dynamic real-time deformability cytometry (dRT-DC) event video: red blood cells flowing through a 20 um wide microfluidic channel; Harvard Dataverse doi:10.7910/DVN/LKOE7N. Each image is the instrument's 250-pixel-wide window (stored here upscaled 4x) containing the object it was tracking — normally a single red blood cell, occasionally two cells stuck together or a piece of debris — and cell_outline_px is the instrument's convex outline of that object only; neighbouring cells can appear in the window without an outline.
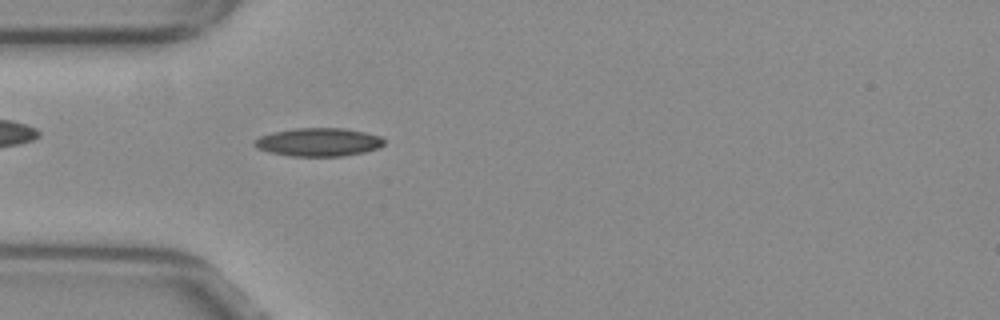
{"species": "common noctule bat (a hibernating species)", "species_latin": "Nyctalus noctula", "temperature_condition": "warm", "stored_images_in_passage": 52, "camera_frame_rate_fps": 3000, "um_per_image_px": 0.085, "animal": {"sex": "female", "body_mass_g": 29.2, "forearm_length_mm": 56.3}, "frame": {"image": 1, "passage_image": 15, "time_ms": 4.667, "image_size_px": [1000, 320], "cell_outline_px": [[384, 144], [376, 148], [364, 152], [344, 156], [288, 156], [268, 152], [256, 148], [252, 144], [252, 140], [260, 136], [272, 132], [296, 128], [344, 128], [364, 132], [380, 136], [384, 140]], "centroid_in_image_um": [27.01, 12.08], "position_along_channel_um": 58.0, "area_um2": 21.5}}
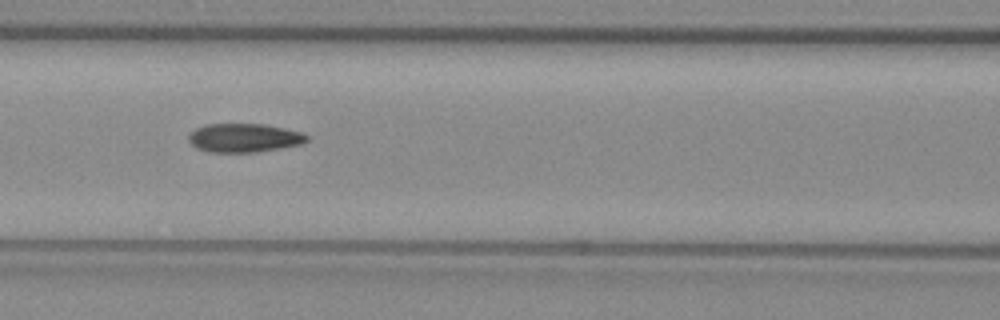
{"frame": {"image": 2, "passage_image": 22, "time_ms": 7.0, "image_size_px": [1000, 320], "cell_outline_px": [[308, 140], [300, 144], [280, 148], [256, 152], [208, 152], [196, 148], [188, 140], [188, 136], [196, 128], [204, 124], [264, 124], [284, 128], [300, 132], [308, 136]], "centroid_in_image_um": [20.72, 11.72], "position_along_channel_um": 145.9, "area_um2": 19.71}}
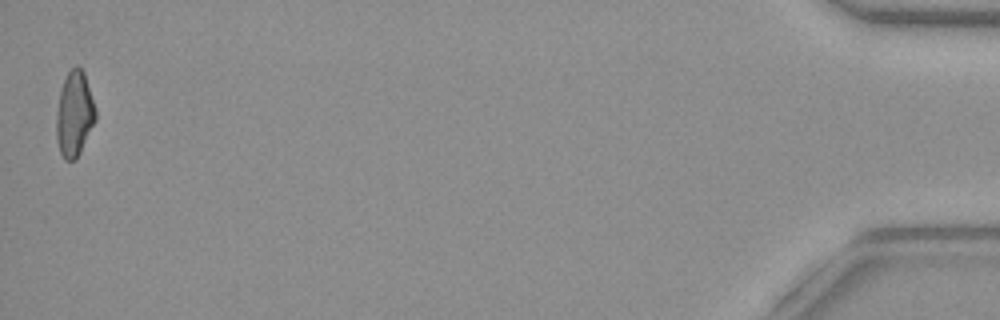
{"frame": {"image": 3, "passage_image": 52, "time_ms": 17.0, "image_size_px": [1000, 320], "cell_outline_px": [[96, 120], [76, 160], [64, 160], [60, 152], [56, 140], [56, 112], [60, 88], [68, 72], [76, 64], [84, 72], [96, 108]], "centroid_in_image_um": [6.32, 9.69], "position_along_channel_um": 428.9, "area_um2": 19.65}, "authors_computed_cell_mechanics": {"area_um2": 19.5942, "velocity_mm_per_s": 3.876, "shape_relaxation_time_tau1_ms": 6.7193, "shape_relaxation_time_tau2_ms": 2.3963, "deformation_change_tau1": 0.1724, "deformation_change_tau2": 0.0866}}